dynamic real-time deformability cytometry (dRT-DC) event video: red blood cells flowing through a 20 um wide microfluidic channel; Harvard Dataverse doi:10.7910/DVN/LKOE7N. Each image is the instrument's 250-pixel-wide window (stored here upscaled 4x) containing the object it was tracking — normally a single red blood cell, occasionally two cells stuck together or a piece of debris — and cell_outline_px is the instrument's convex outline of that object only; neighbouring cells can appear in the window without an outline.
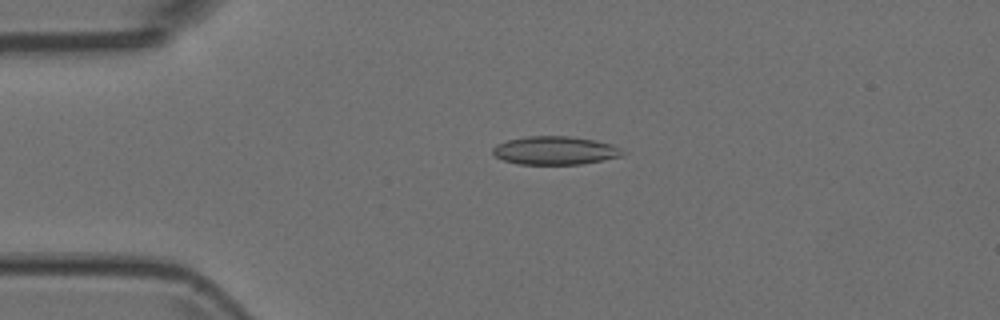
{"species": "Egyptian fruit bat (a non-hibernating species)", "species_latin": "Rousettus aegyptiacus", "temperature_condition": "room temperature", "stored_images_in_passage": 5, "camera_frame_rate_fps": 3000, "um_per_image_px": 0.085, "animal": {"sex": "female"}, "frame": {"image": 1, "passage_image": 4, "time_ms": 1.0, "image_size_px": [1000, 320], "cell_outline_px": [[624, 152], [620, 156], [604, 160], [580, 164], [516, 164], [504, 160], [496, 156], [492, 152], [492, 148], [496, 144], [508, 140], [528, 136], [568, 136], [592, 140], [612, 144], [620, 148]], "centroid_in_image_um": [47.15, 12.79], "position_along_channel_um": 37.8, "area_um2": 21.27}}